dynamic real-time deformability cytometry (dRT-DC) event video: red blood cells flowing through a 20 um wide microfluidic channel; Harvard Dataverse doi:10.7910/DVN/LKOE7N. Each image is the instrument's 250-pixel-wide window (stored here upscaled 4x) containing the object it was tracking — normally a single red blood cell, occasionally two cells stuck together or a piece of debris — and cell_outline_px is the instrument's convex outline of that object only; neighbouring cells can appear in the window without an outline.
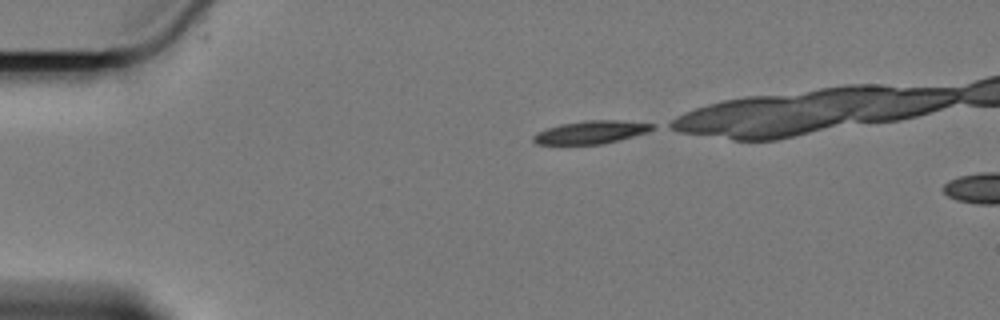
{"species": "Egyptian fruit bat (a non-hibernating species)", "species_latin": "Rousettus aegyptiacus", "temperature_condition": "cold", "stored_images_in_passage": 2, "camera_frame_rate_fps": 3000, "um_per_image_px": 0.085, "animal": {"sex": "female"}, "frame": {"image": 1, "passage_image": 1, "time_ms": 0.0, "image_size_px": [1000, 320], "cell_outline_px": [[656, 128], [648, 132], [600, 144], [536, 144], [532, 140], [532, 136], [536, 132], [560, 124], [584, 120], [616, 120], [656, 124]], "centroid_in_image_um": [50.22, 11.23], "position_along_channel_um": 34.8, "area_um2": 15.84}}